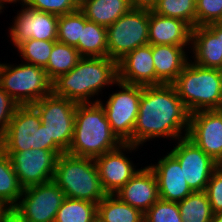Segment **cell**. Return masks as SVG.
Segmentation results:
<instances>
[{
	"instance_id": "6da1fadb",
	"label": "cell",
	"mask_w": 222,
	"mask_h": 222,
	"mask_svg": "<svg viewBox=\"0 0 222 222\" xmlns=\"http://www.w3.org/2000/svg\"><path fill=\"white\" fill-rule=\"evenodd\" d=\"M189 117L190 113L172 84L142 86L133 145L141 146L156 137H170L173 140L185 137L189 129Z\"/></svg>"
},
{
	"instance_id": "7a4b0ae2",
	"label": "cell",
	"mask_w": 222,
	"mask_h": 222,
	"mask_svg": "<svg viewBox=\"0 0 222 222\" xmlns=\"http://www.w3.org/2000/svg\"><path fill=\"white\" fill-rule=\"evenodd\" d=\"M118 81V63L109 57H82L68 73L52 81V93L76 103H96L91 97Z\"/></svg>"
},
{
	"instance_id": "3957f363",
	"label": "cell",
	"mask_w": 222,
	"mask_h": 222,
	"mask_svg": "<svg viewBox=\"0 0 222 222\" xmlns=\"http://www.w3.org/2000/svg\"><path fill=\"white\" fill-rule=\"evenodd\" d=\"M122 144L113 133L105 110L99 102L77 104L73 139L66 153L95 159Z\"/></svg>"
},
{
	"instance_id": "277c9868",
	"label": "cell",
	"mask_w": 222,
	"mask_h": 222,
	"mask_svg": "<svg viewBox=\"0 0 222 222\" xmlns=\"http://www.w3.org/2000/svg\"><path fill=\"white\" fill-rule=\"evenodd\" d=\"M172 85L190 114L222 109L221 69L204 68L189 60Z\"/></svg>"
},
{
	"instance_id": "5b68a950",
	"label": "cell",
	"mask_w": 222,
	"mask_h": 222,
	"mask_svg": "<svg viewBox=\"0 0 222 222\" xmlns=\"http://www.w3.org/2000/svg\"><path fill=\"white\" fill-rule=\"evenodd\" d=\"M65 197L88 200L98 204L107 193L104 191L94 158L60 154L52 179Z\"/></svg>"
},
{
	"instance_id": "8992f818",
	"label": "cell",
	"mask_w": 222,
	"mask_h": 222,
	"mask_svg": "<svg viewBox=\"0 0 222 222\" xmlns=\"http://www.w3.org/2000/svg\"><path fill=\"white\" fill-rule=\"evenodd\" d=\"M0 86L19 106L33 105L52 93L45 69L28 63H0Z\"/></svg>"
},
{
	"instance_id": "52a82bcc",
	"label": "cell",
	"mask_w": 222,
	"mask_h": 222,
	"mask_svg": "<svg viewBox=\"0 0 222 222\" xmlns=\"http://www.w3.org/2000/svg\"><path fill=\"white\" fill-rule=\"evenodd\" d=\"M77 104L51 93L32 105L49 133L50 151H68L73 139Z\"/></svg>"
},
{
	"instance_id": "ba28073f",
	"label": "cell",
	"mask_w": 222,
	"mask_h": 222,
	"mask_svg": "<svg viewBox=\"0 0 222 222\" xmlns=\"http://www.w3.org/2000/svg\"><path fill=\"white\" fill-rule=\"evenodd\" d=\"M31 148L49 150V133L32 105L19 106L0 138V149L3 152H21Z\"/></svg>"
},
{
	"instance_id": "9c48e42d",
	"label": "cell",
	"mask_w": 222,
	"mask_h": 222,
	"mask_svg": "<svg viewBox=\"0 0 222 222\" xmlns=\"http://www.w3.org/2000/svg\"><path fill=\"white\" fill-rule=\"evenodd\" d=\"M149 10L131 9L106 27L108 57L117 63L130 51L149 44Z\"/></svg>"
},
{
	"instance_id": "30bf717a",
	"label": "cell",
	"mask_w": 222,
	"mask_h": 222,
	"mask_svg": "<svg viewBox=\"0 0 222 222\" xmlns=\"http://www.w3.org/2000/svg\"><path fill=\"white\" fill-rule=\"evenodd\" d=\"M65 198L53 180L27 187L11 209L12 222H54Z\"/></svg>"
},
{
	"instance_id": "8fae6325",
	"label": "cell",
	"mask_w": 222,
	"mask_h": 222,
	"mask_svg": "<svg viewBox=\"0 0 222 222\" xmlns=\"http://www.w3.org/2000/svg\"><path fill=\"white\" fill-rule=\"evenodd\" d=\"M121 91L110 94L104 104L107 120L113 133L123 144H133V130L139 112L142 86L117 81Z\"/></svg>"
},
{
	"instance_id": "7c38bea8",
	"label": "cell",
	"mask_w": 222,
	"mask_h": 222,
	"mask_svg": "<svg viewBox=\"0 0 222 222\" xmlns=\"http://www.w3.org/2000/svg\"><path fill=\"white\" fill-rule=\"evenodd\" d=\"M12 162L23 189L52 181L57 158L64 151L30 149L21 152H4Z\"/></svg>"
},
{
	"instance_id": "4fadbf2b",
	"label": "cell",
	"mask_w": 222,
	"mask_h": 222,
	"mask_svg": "<svg viewBox=\"0 0 222 222\" xmlns=\"http://www.w3.org/2000/svg\"><path fill=\"white\" fill-rule=\"evenodd\" d=\"M169 152L183 168L184 178L193 192H203L219 164L187 136L179 138Z\"/></svg>"
},
{
	"instance_id": "5bb4252c",
	"label": "cell",
	"mask_w": 222,
	"mask_h": 222,
	"mask_svg": "<svg viewBox=\"0 0 222 222\" xmlns=\"http://www.w3.org/2000/svg\"><path fill=\"white\" fill-rule=\"evenodd\" d=\"M25 7V8H24ZM14 19V25L10 28V39L14 47L30 40L57 41L58 36V18L56 14L43 12L26 5Z\"/></svg>"
},
{
	"instance_id": "9a60e30c",
	"label": "cell",
	"mask_w": 222,
	"mask_h": 222,
	"mask_svg": "<svg viewBox=\"0 0 222 222\" xmlns=\"http://www.w3.org/2000/svg\"><path fill=\"white\" fill-rule=\"evenodd\" d=\"M187 137L220 164L222 162V109L190 114Z\"/></svg>"
},
{
	"instance_id": "2e32d148",
	"label": "cell",
	"mask_w": 222,
	"mask_h": 222,
	"mask_svg": "<svg viewBox=\"0 0 222 222\" xmlns=\"http://www.w3.org/2000/svg\"><path fill=\"white\" fill-rule=\"evenodd\" d=\"M139 146L122 144L119 148L104 153L94 159L102 187L107 194H115L120 190L139 170L124 151L136 150Z\"/></svg>"
},
{
	"instance_id": "e0dca14e",
	"label": "cell",
	"mask_w": 222,
	"mask_h": 222,
	"mask_svg": "<svg viewBox=\"0 0 222 222\" xmlns=\"http://www.w3.org/2000/svg\"><path fill=\"white\" fill-rule=\"evenodd\" d=\"M149 167L157 179L160 199L178 203L193 193L184 178L183 168L170 153Z\"/></svg>"
},
{
	"instance_id": "ac0fdd59",
	"label": "cell",
	"mask_w": 222,
	"mask_h": 222,
	"mask_svg": "<svg viewBox=\"0 0 222 222\" xmlns=\"http://www.w3.org/2000/svg\"><path fill=\"white\" fill-rule=\"evenodd\" d=\"M118 80L139 86H156L152 45L130 51L118 62Z\"/></svg>"
},
{
	"instance_id": "d6986e66",
	"label": "cell",
	"mask_w": 222,
	"mask_h": 222,
	"mask_svg": "<svg viewBox=\"0 0 222 222\" xmlns=\"http://www.w3.org/2000/svg\"><path fill=\"white\" fill-rule=\"evenodd\" d=\"M115 195L145 213L158 199V183L149 166L142 168Z\"/></svg>"
},
{
	"instance_id": "ffe728a7",
	"label": "cell",
	"mask_w": 222,
	"mask_h": 222,
	"mask_svg": "<svg viewBox=\"0 0 222 222\" xmlns=\"http://www.w3.org/2000/svg\"><path fill=\"white\" fill-rule=\"evenodd\" d=\"M191 27L182 20L164 17L149 10V44L188 46L191 42Z\"/></svg>"
},
{
	"instance_id": "44dd1931",
	"label": "cell",
	"mask_w": 222,
	"mask_h": 222,
	"mask_svg": "<svg viewBox=\"0 0 222 222\" xmlns=\"http://www.w3.org/2000/svg\"><path fill=\"white\" fill-rule=\"evenodd\" d=\"M185 47L187 48V46L166 44L152 45L156 86L172 84L177 79L189 61Z\"/></svg>"
},
{
	"instance_id": "7402d4cb",
	"label": "cell",
	"mask_w": 222,
	"mask_h": 222,
	"mask_svg": "<svg viewBox=\"0 0 222 222\" xmlns=\"http://www.w3.org/2000/svg\"><path fill=\"white\" fill-rule=\"evenodd\" d=\"M190 49H193L194 64L204 68L222 70L220 37H217L207 26H196L191 29Z\"/></svg>"
},
{
	"instance_id": "603a6c76",
	"label": "cell",
	"mask_w": 222,
	"mask_h": 222,
	"mask_svg": "<svg viewBox=\"0 0 222 222\" xmlns=\"http://www.w3.org/2000/svg\"><path fill=\"white\" fill-rule=\"evenodd\" d=\"M131 9L129 0H86L79 6L88 20L104 27L110 26Z\"/></svg>"
},
{
	"instance_id": "cb8c5ba5",
	"label": "cell",
	"mask_w": 222,
	"mask_h": 222,
	"mask_svg": "<svg viewBox=\"0 0 222 222\" xmlns=\"http://www.w3.org/2000/svg\"><path fill=\"white\" fill-rule=\"evenodd\" d=\"M97 218L101 222H144V213L115 194H107L97 204Z\"/></svg>"
},
{
	"instance_id": "d4e9b609",
	"label": "cell",
	"mask_w": 222,
	"mask_h": 222,
	"mask_svg": "<svg viewBox=\"0 0 222 222\" xmlns=\"http://www.w3.org/2000/svg\"><path fill=\"white\" fill-rule=\"evenodd\" d=\"M76 49L82 57H108L106 27L85 17V25Z\"/></svg>"
},
{
	"instance_id": "484cf974",
	"label": "cell",
	"mask_w": 222,
	"mask_h": 222,
	"mask_svg": "<svg viewBox=\"0 0 222 222\" xmlns=\"http://www.w3.org/2000/svg\"><path fill=\"white\" fill-rule=\"evenodd\" d=\"M82 58L76 47L55 41L47 66L44 68L48 78L53 81L59 75L68 73Z\"/></svg>"
},
{
	"instance_id": "4316f807",
	"label": "cell",
	"mask_w": 222,
	"mask_h": 222,
	"mask_svg": "<svg viewBox=\"0 0 222 222\" xmlns=\"http://www.w3.org/2000/svg\"><path fill=\"white\" fill-rule=\"evenodd\" d=\"M23 192L10 157L0 149V202L12 209Z\"/></svg>"
},
{
	"instance_id": "83f0119b",
	"label": "cell",
	"mask_w": 222,
	"mask_h": 222,
	"mask_svg": "<svg viewBox=\"0 0 222 222\" xmlns=\"http://www.w3.org/2000/svg\"><path fill=\"white\" fill-rule=\"evenodd\" d=\"M178 207L183 222H212L214 213L205 191L193 192Z\"/></svg>"
},
{
	"instance_id": "f1b7e54d",
	"label": "cell",
	"mask_w": 222,
	"mask_h": 222,
	"mask_svg": "<svg viewBox=\"0 0 222 222\" xmlns=\"http://www.w3.org/2000/svg\"><path fill=\"white\" fill-rule=\"evenodd\" d=\"M96 218V203L66 197L57 211L54 222H94Z\"/></svg>"
},
{
	"instance_id": "f546056e",
	"label": "cell",
	"mask_w": 222,
	"mask_h": 222,
	"mask_svg": "<svg viewBox=\"0 0 222 222\" xmlns=\"http://www.w3.org/2000/svg\"><path fill=\"white\" fill-rule=\"evenodd\" d=\"M158 15L179 19L196 27V0H158L152 10Z\"/></svg>"
},
{
	"instance_id": "4dcf8cb0",
	"label": "cell",
	"mask_w": 222,
	"mask_h": 222,
	"mask_svg": "<svg viewBox=\"0 0 222 222\" xmlns=\"http://www.w3.org/2000/svg\"><path fill=\"white\" fill-rule=\"evenodd\" d=\"M84 25L85 15L79 9L70 14L59 15L57 41L76 47Z\"/></svg>"
},
{
	"instance_id": "1f68e13d",
	"label": "cell",
	"mask_w": 222,
	"mask_h": 222,
	"mask_svg": "<svg viewBox=\"0 0 222 222\" xmlns=\"http://www.w3.org/2000/svg\"><path fill=\"white\" fill-rule=\"evenodd\" d=\"M55 41L30 39L21 43L17 50L26 61L24 63L45 68L50 58Z\"/></svg>"
},
{
	"instance_id": "d6a6232c",
	"label": "cell",
	"mask_w": 222,
	"mask_h": 222,
	"mask_svg": "<svg viewBox=\"0 0 222 222\" xmlns=\"http://www.w3.org/2000/svg\"><path fill=\"white\" fill-rule=\"evenodd\" d=\"M144 222H183L177 202L158 199L145 213Z\"/></svg>"
},
{
	"instance_id": "836d02e7",
	"label": "cell",
	"mask_w": 222,
	"mask_h": 222,
	"mask_svg": "<svg viewBox=\"0 0 222 222\" xmlns=\"http://www.w3.org/2000/svg\"><path fill=\"white\" fill-rule=\"evenodd\" d=\"M222 0H196V26L220 23Z\"/></svg>"
},
{
	"instance_id": "e575fe53",
	"label": "cell",
	"mask_w": 222,
	"mask_h": 222,
	"mask_svg": "<svg viewBox=\"0 0 222 222\" xmlns=\"http://www.w3.org/2000/svg\"><path fill=\"white\" fill-rule=\"evenodd\" d=\"M24 5L58 16L70 14L79 9V6L74 0H25Z\"/></svg>"
},
{
	"instance_id": "d590c367",
	"label": "cell",
	"mask_w": 222,
	"mask_h": 222,
	"mask_svg": "<svg viewBox=\"0 0 222 222\" xmlns=\"http://www.w3.org/2000/svg\"><path fill=\"white\" fill-rule=\"evenodd\" d=\"M205 192L213 213L222 211V168L220 166L210 177Z\"/></svg>"
},
{
	"instance_id": "8d00e7d4",
	"label": "cell",
	"mask_w": 222,
	"mask_h": 222,
	"mask_svg": "<svg viewBox=\"0 0 222 222\" xmlns=\"http://www.w3.org/2000/svg\"><path fill=\"white\" fill-rule=\"evenodd\" d=\"M18 107L19 105L0 86V138L5 134Z\"/></svg>"
},
{
	"instance_id": "74e56055",
	"label": "cell",
	"mask_w": 222,
	"mask_h": 222,
	"mask_svg": "<svg viewBox=\"0 0 222 222\" xmlns=\"http://www.w3.org/2000/svg\"><path fill=\"white\" fill-rule=\"evenodd\" d=\"M132 9H148L153 10L158 0H129Z\"/></svg>"
},
{
	"instance_id": "f35d334b",
	"label": "cell",
	"mask_w": 222,
	"mask_h": 222,
	"mask_svg": "<svg viewBox=\"0 0 222 222\" xmlns=\"http://www.w3.org/2000/svg\"><path fill=\"white\" fill-rule=\"evenodd\" d=\"M0 222H12L11 209L0 202Z\"/></svg>"
},
{
	"instance_id": "ab89813d",
	"label": "cell",
	"mask_w": 222,
	"mask_h": 222,
	"mask_svg": "<svg viewBox=\"0 0 222 222\" xmlns=\"http://www.w3.org/2000/svg\"><path fill=\"white\" fill-rule=\"evenodd\" d=\"M207 27L217 36L220 37L221 55H222V24L213 23L207 25Z\"/></svg>"
},
{
	"instance_id": "60d3db41",
	"label": "cell",
	"mask_w": 222,
	"mask_h": 222,
	"mask_svg": "<svg viewBox=\"0 0 222 222\" xmlns=\"http://www.w3.org/2000/svg\"><path fill=\"white\" fill-rule=\"evenodd\" d=\"M21 2V5L25 4V0H0V6L3 8L5 3H16V2Z\"/></svg>"
},
{
	"instance_id": "b9f144b4",
	"label": "cell",
	"mask_w": 222,
	"mask_h": 222,
	"mask_svg": "<svg viewBox=\"0 0 222 222\" xmlns=\"http://www.w3.org/2000/svg\"><path fill=\"white\" fill-rule=\"evenodd\" d=\"M212 222H222V211L213 214Z\"/></svg>"
},
{
	"instance_id": "7bdbcfd3",
	"label": "cell",
	"mask_w": 222,
	"mask_h": 222,
	"mask_svg": "<svg viewBox=\"0 0 222 222\" xmlns=\"http://www.w3.org/2000/svg\"><path fill=\"white\" fill-rule=\"evenodd\" d=\"M78 6H80L86 0H74Z\"/></svg>"
},
{
	"instance_id": "ee69618b",
	"label": "cell",
	"mask_w": 222,
	"mask_h": 222,
	"mask_svg": "<svg viewBox=\"0 0 222 222\" xmlns=\"http://www.w3.org/2000/svg\"><path fill=\"white\" fill-rule=\"evenodd\" d=\"M94 222H101L98 218H96V220Z\"/></svg>"
}]
</instances>
